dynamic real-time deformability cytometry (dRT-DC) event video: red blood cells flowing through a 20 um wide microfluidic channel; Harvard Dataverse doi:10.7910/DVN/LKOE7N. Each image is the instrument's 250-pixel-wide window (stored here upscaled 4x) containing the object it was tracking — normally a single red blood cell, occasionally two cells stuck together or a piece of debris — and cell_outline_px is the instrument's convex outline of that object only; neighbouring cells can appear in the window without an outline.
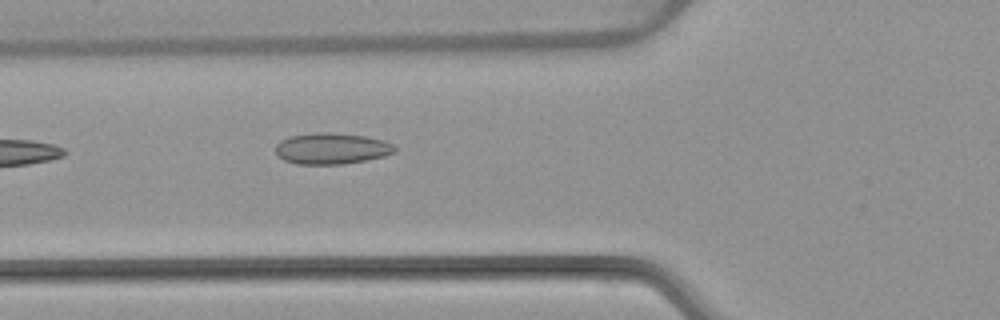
{"species": "common noctule bat (a hibernating species)", "species_latin": "Nyctalus noctula", "temperature_condition": "warm", "stored_images_in_passage": 6, "camera_frame_rate_fps": 3000, "um_per_image_px": 0.085, "animal": {"sex": "female", "body_mass_g": 22.7, "forearm_length_mm": 54.2}, "frame": {"image": 1, "passage_image": 6, "time_ms": 6.0, "image_size_px": [1000, 320], "cell_outline_px": [[396, 152], [384, 156], [368, 160], [344, 164], [296, 164], [284, 160], [276, 156], [276, 144], [280, 140], [288, 136], [316, 132], [328, 132], [364, 136], [384, 140], [392, 144], [396, 148]], "centroid_in_image_um": [28.17, 12.63], "position_along_channel_um": 97.6, "area_um2": 21.91}}